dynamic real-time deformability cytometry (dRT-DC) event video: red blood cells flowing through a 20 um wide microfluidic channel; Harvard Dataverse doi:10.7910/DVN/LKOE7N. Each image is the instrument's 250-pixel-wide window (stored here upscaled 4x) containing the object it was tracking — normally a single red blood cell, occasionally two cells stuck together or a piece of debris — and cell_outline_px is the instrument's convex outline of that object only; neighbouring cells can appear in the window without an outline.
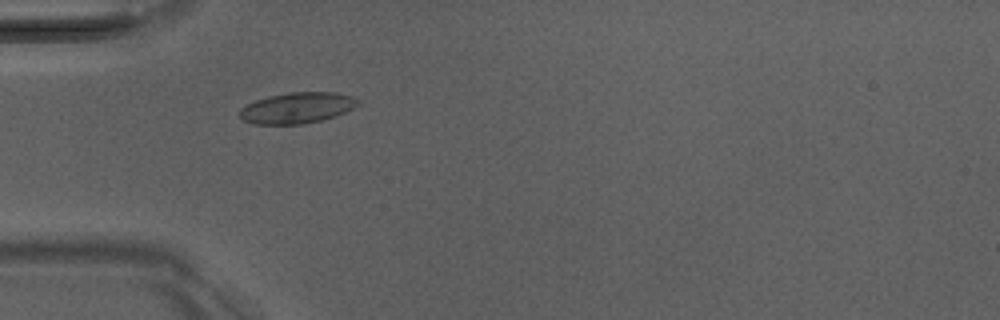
{"species": "Egyptian fruit bat (a non-hibernating species)", "species_latin": "Rousettus aegyptiacus", "temperature_condition": "room temperature", "stored_images_in_passage": 36, "camera_frame_rate_fps": 3000, "um_per_image_px": 0.085, "animal": {"sex": "male"}, "frame": {"image": 1, "passage_image": 1, "time_ms": 0.0, "image_size_px": [1000, 320], "cell_outline_px": [[360, 104], [336, 116], [304, 124], [256, 124], [244, 120], [240, 116], [240, 108], [256, 100], [268, 96], [292, 92], [336, 92], [352, 96], [360, 100]], "centroid_in_image_um": [25.29, 9.16], "position_along_channel_um": 59.7, "area_um2": 21.21}}
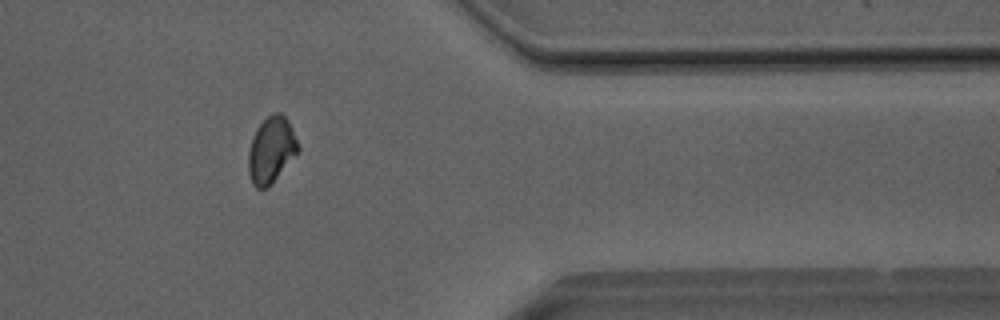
{"frame": {"image": 2, "passage_image": 27, "time_ms": 8.667, "image_size_px": [1000, 320], "cell_outline_px": [[300, 148], [268, 188], [256, 188], [252, 184], [248, 172], [248, 152], [252, 136], [256, 128], [272, 112], [280, 112], [288, 120], [292, 128]], "centroid_in_image_um": [23.03, 12.73], "position_along_channel_um": 388.4, "area_um2": 19.07}}
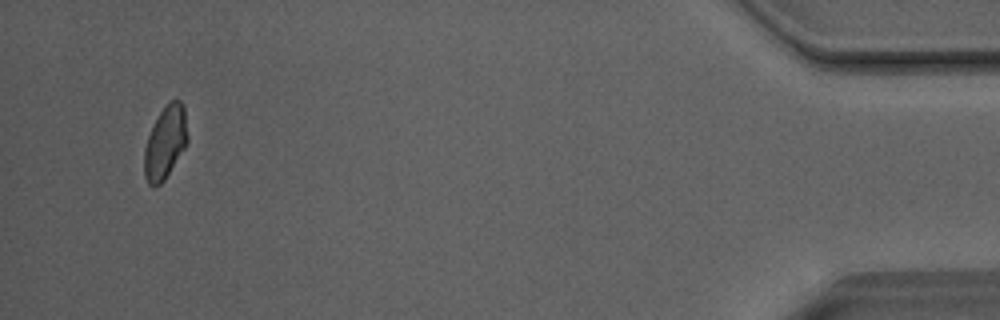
{"frame": {"image": 3, "passage_image": 34, "time_ms": 11.0, "image_size_px": [1000, 320], "cell_outline_px": [[188, 140], [184, 148], [164, 180], [160, 184], [148, 184], [144, 176], [144, 148], [148, 136], [160, 112], [172, 100], [180, 100], [184, 104], [188, 136]], "centroid_in_image_um": [14.05, 12.1], "position_along_channel_um": 421.1, "area_um2": 18.03}, "authors_computed_cell_mechanics": {"area_um2": 19.5075, "velocity_mm_per_s": 4.0295, "shape_relaxation_time_tau1_ms": 8.1731, "shape_relaxation_time_tau2_ms": 1.1125, "deformation_change_tau1": 0.1252, "deformation_change_tau2": 0.0412}}